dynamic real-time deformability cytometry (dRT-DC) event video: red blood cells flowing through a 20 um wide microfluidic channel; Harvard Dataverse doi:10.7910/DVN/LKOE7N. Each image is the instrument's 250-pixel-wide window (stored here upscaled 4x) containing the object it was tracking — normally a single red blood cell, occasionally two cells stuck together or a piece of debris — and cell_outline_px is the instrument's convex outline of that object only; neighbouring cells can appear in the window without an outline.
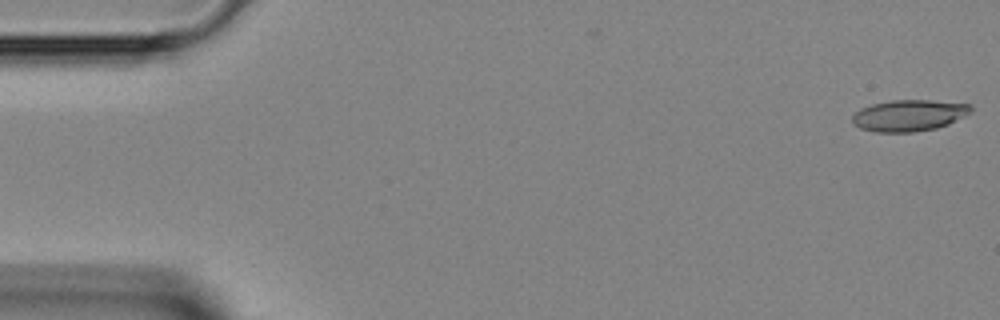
{"species": "Egyptian fruit bat (a non-hibernating species)", "species_latin": "Rousettus aegyptiacus", "temperature_condition": "room temperature", "stored_images_in_passage": 44, "camera_frame_rate_fps": 3000, "um_per_image_px": 0.085, "animal": {"sex": "female"}, "frame": {"image": 1, "passage_image": 1, "time_ms": 0.0, "image_size_px": [1000, 320], "cell_outline_px": [[972, 112], [948, 124], [936, 128], [912, 132], [876, 132], [860, 128], [852, 124], [852, 116], [860, 108], [872, 104], [892, 100], [928, 100], [972, 104]], "centroid_in_image_um": [77.26, 9.81], "position_along_channel_um": 7.7, "area_um2": 21.73}}
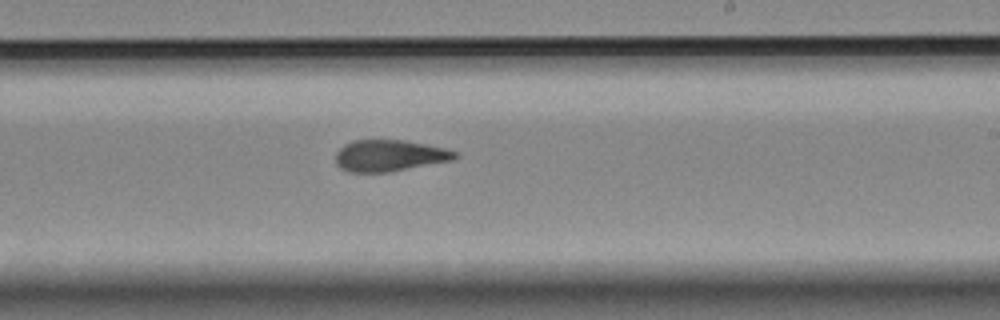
{"frame": {"image": 2, "passage_image": 26, "time_ms": 8.333, "image_size_px": [1000, 320], "cell_outline_px": [[460, 156], [452, 160], [388, 172], [348, 172], [340, 168], [336, 164], [336, 152], [344, 144], [352, 140], [404, 140], [444, 148], [460, 152]], "centroid_in_image_um": [33.1, 13.22], "position_along_channel_um": 255.9, "area_um2": 21.91}}
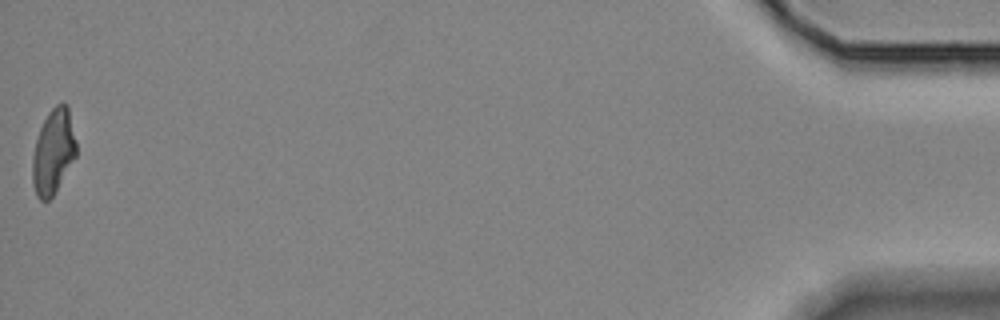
{"frame": {"image": 3, "passage_image": 44, "time_ms": 14.333, "image_size_px": [1000, 320], "cell_outline_px": [[76, 156], [52, 196], [48, 200], [40, 200], [36, 196], [32, 184], [32, 156], [36, 140], [40, 128], [48, 112], [56, 104], [68, 104], [76, 140]], "centroid_in_image_um": [4.52, 12.88], "position_along_channel_um": 430.7, "area_um2": 21.62}}